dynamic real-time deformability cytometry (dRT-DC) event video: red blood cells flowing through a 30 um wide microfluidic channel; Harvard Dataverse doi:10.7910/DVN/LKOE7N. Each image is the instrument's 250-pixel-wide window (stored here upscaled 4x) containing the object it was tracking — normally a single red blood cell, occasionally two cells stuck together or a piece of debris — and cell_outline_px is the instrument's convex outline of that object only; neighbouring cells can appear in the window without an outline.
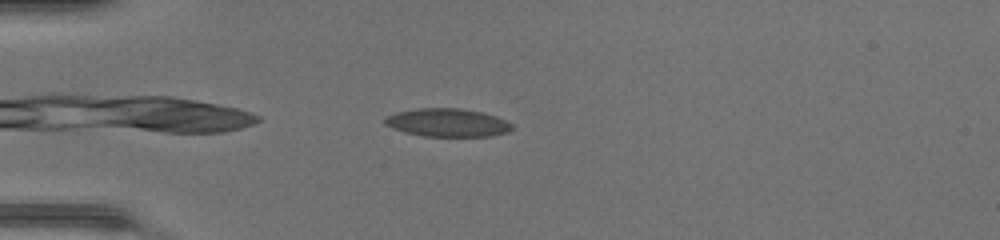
{"species": "common noctule bat (a hibernating species)", "species_latin": "Nyctalus noctula", "temperature_condition": "warm", "stored_images_in_passage": 39, "camera_frame_rate_fps": 3000, "um_per_image_px": 0.085, "animal": {"sex": "female", "body_mass_g": 17.0, "forearm_length_mm": 48.0}, "frame": {"image": 1, "passage_image": 3, "time_ms": 0.667, "image_size_px": [1000, 240], "cell_outline_px": [[512, 128], [508, 132], [488, 136], [424, 136], [408, 132], [384, 124], [384, 120], [388, 116], [396, 112], [420, 108], [460, 108], [480, 112], [496, 116], [512, 124]], "centroid_in_image_um": [38.06, 10.42], "position_along_channel_um": 46.9, "area_um2": 20.46}}
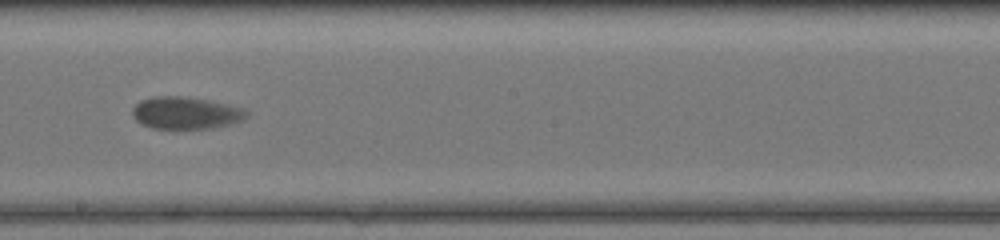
{"frame": {"image": 2, "passage_image": 18, "time_ms": 5.667, "image_size_px": [1000, 240], "cell_outline_px": [[244, 116], [240, 120], [228, 124], [212, 128], [152, 128], [136, 120], [132, 112], [132, 108], [140, 100], [156, 96], [180, 96], [208, 100], [240, 108], [244, 112]], "centroid_in_image_um": [15.69, 9.59], "position_along_channel_um": 232.5, "area_um2": 20.69}}
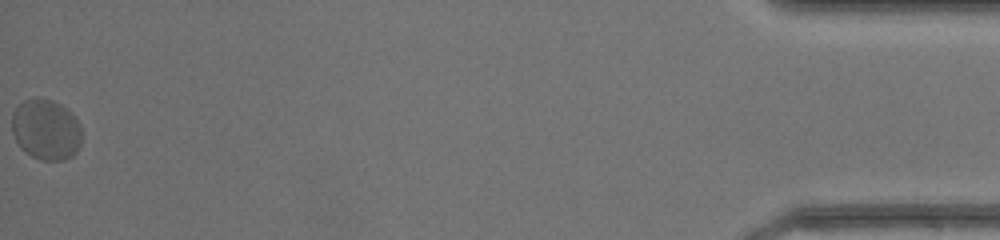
{"frame": {"image": 3, "passage_image": 39, "time_ms": 12.667, "image_size_px": [1000, 240], "cell_outline_px": [[80, 144], [76, 152], [72, 156], [64, 160], [40, 160], [24, 152], [20, 148], [12, 132], [12, 112], [24, 100], [36, 96], [52, 100], [60, 104], [76, 120], [80, 128]], "centroid_in_image_um": [3.86, 11.02], "position_along_channel_um": 431.3, "area_um2": 24.62}, "authors_computed_cell_mechanics": {"area_um2": 20.9236, "velocity_mm_per_s": 4.2164, "shape_relaxation_time_tau1_ms": 5.5279, "shape_relaxation_time_tau2_ms": null, "deformation_change_tau1": 0.1415, "deformation_change_tau2": null}}